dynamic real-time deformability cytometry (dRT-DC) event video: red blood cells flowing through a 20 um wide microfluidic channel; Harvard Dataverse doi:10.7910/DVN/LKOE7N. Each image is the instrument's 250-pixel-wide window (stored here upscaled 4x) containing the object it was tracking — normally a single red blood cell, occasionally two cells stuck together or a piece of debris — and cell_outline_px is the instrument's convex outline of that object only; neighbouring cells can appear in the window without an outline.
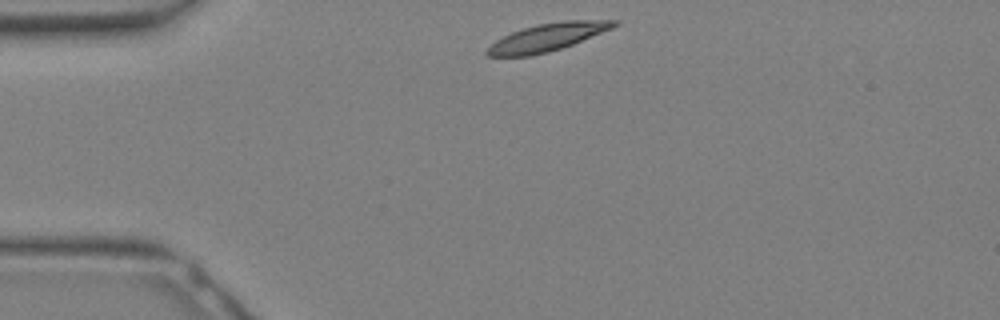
{"species": "Egyptian fruit bat (a non-hibernating species)", "species_latin": "Rousettus aegyptiacus", "temperature_condition": "warm", "stored_images_in_passage": 26, "camera_frame_rate_fps": 3000, "um_per_image_px": 0.085, "animal": {"sex": "female"}, "frame": {"image": 1, "passage_image": 1, "time_ms": 0.0, "image_size_px": [1000, 320], "cell_outline_px": [[620, 24], [612, 28], [572, 44], [548, 52], [532, 56], [488, 56], [484, 52], [496, 40], [512, 32], [524, 28], [540, 24], [564, 20], [620, 20]], "centroid_in_image_um": [46.54, 3.16], "position_along_channel_um": 38.5, "area_um2": 20.17}}
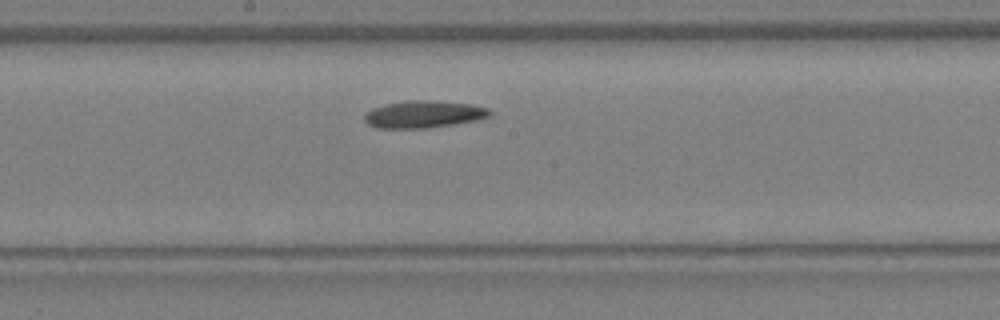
{"frame": {"image": 2, "passage_image": 11, "time_ms": 3.333, "image_size_px": [1000, 320], "cell_outline_px": [[492, 112], [488, 116], [476, 120], [428, 128], [376, 128], [368, 124], [364, 120], [364, 112], [372, 108], [384, 104], [408, 100], [428, 100], [472, 104], [488, 108]], "centroid_in_image_um": [35.96, 9.71], "position_along_channel_um": 212.2, "area_um2": 19.88}}
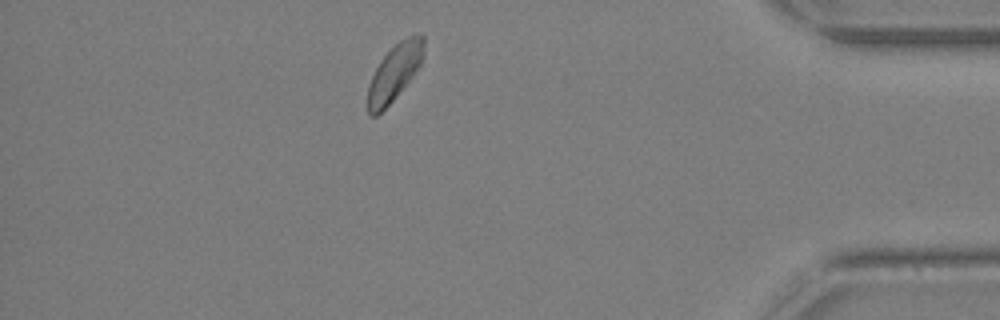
{"frame": {"image": 3, "passage_image": 22, "time_ms": 7.0, "image_size_px": [1000, 320], "cell_outline_px": [[424, 56], [420, 64], [412, 76], [392, 100], [376, 116], [368, 116], [368, 84], [380, 60], [400, 40], [408, 36], [424, 36]], "centroid_in_image_um": [33.52, 6.16], "position_along_channel_um": 401.7, "area_um2": 17.86}}